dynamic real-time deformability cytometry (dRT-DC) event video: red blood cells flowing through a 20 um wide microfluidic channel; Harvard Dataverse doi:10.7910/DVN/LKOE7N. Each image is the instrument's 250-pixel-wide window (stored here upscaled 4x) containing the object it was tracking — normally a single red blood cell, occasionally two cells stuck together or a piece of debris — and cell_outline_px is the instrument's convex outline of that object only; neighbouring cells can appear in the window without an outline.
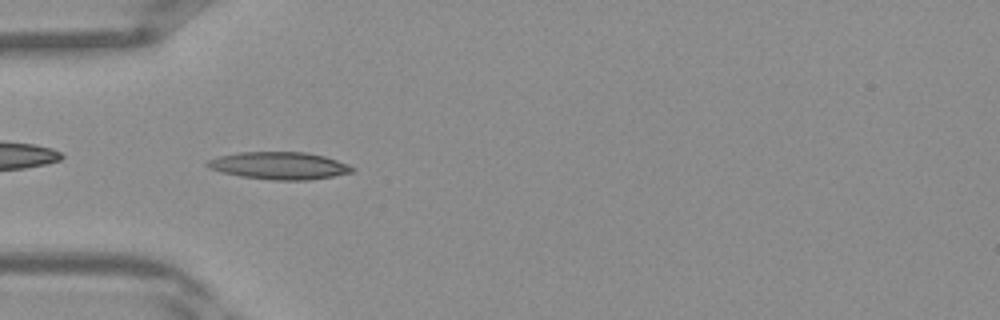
{"species": "Egyptian fruit bat (a non-hibernating species)", "species_latin": "Rousettus aegyptiacus", "temperature_condition": "warm", "stored_images_in_passage": 34, "camera_frame_rate_fps": 3000, "um_per_image_px": 0.085, "frame": {"image": 1, "passage_image": 7, "time_ms": 2.0, "image_size_px": [1000, 320], "cell_outline_px": [[356, 168], [352, 172], [332, 176], [308, 180], [272, 180], [240, 176], [208, 168], [204, 164], [208, 160], [220, 156], [240, 152], [304, 152], [324, 156], [348, 164]], "centroid_in_image_um": [23.74, 14.08], "position_along_channel_um": 61.3, "area_um2": 22.95}}
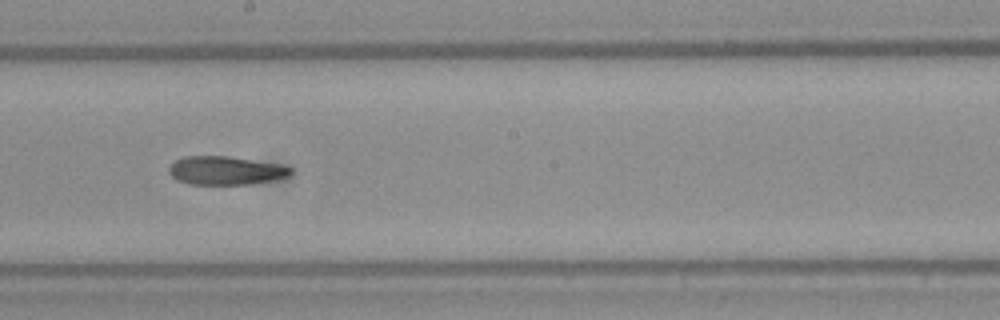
{"frame": {"image": 2, "passage_image": 17, "time_ms": 5.333, "image_size_px": [1000, 320], "cell_outline_px": [[292, 172], [288, 176], [272, 180], [248, 184], [188, 184], [176, 180], [168, 172], [168, 168], [176, 160], [184, 156], [224, 156], [276, 164], [292, 168]], "centroid_in_image_um": [19.12, 14.5], "position_along_channel_um": 229.1, "area_um2": 19.88}}
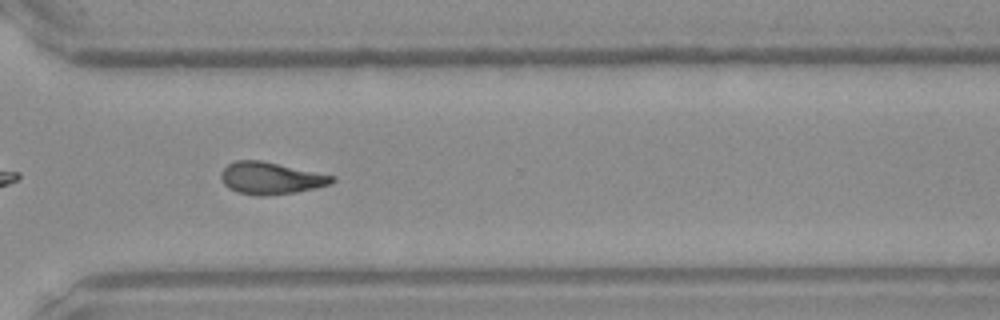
{"frame": {"image": 3, "passage_image": 24, "time_ms": 7.667, "image_size_px": [1000, 320], "cell_outline_px": [[336, 180], [332, 184], [316, 188], [296, 192], [240, 192], [228, 188], [224, 184], [220, 176], [220, 172], [228, 164], [236, 160], [260, 160], [336, 176]], "centroid_in_image_um": [23.06, 15.09], "position_along_channel_um": 347.5, "area_um2": 19.88}}